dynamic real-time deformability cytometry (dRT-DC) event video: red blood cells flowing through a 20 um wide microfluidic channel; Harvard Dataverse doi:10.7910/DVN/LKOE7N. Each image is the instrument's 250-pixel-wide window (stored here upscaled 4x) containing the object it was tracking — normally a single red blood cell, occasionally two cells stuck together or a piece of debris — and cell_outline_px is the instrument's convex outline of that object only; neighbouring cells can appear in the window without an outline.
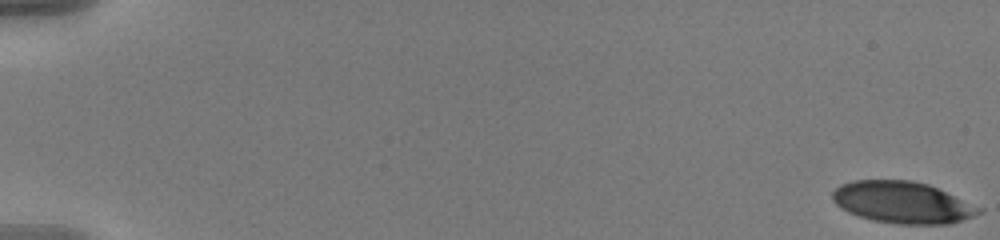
{"species": "human", "species_latin": "Homo sapiens", "temperature_condition": "warm", "stored_images_in_passage": 9, "camera_frame_rate_fps": 3000, "um_per_image_px": 0.085, "donor": {"sex": "male"}, "frame": {"image": 1, "passage_image": 1, "time_ms": 0.0, "image_size_px": [1000, 240], "cell_outline_px": [[984, 212], [948, 224], [900, 224], [872, 220], [848, 212], [840, 208], [832, 200], [832, 192], [840, 184], [852, 180], [912, 180], [928, 184], [984, 208]], "centroid_in_image_um": [76.71, 17.2], "position_along_channel_um": 8.3, "area_um2": 35.66}}
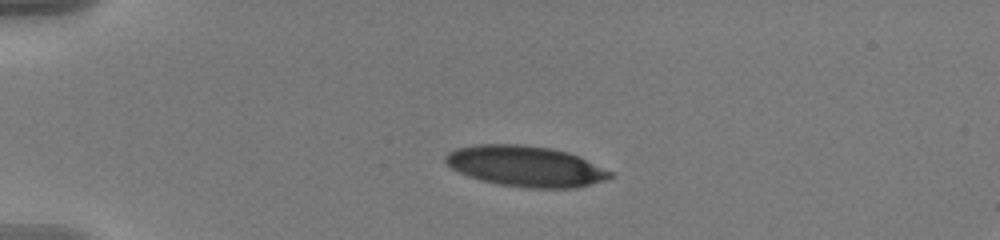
{"frame": {"image": 2, "passage_image": 6, "time_ms": 1.667, "image_size_px": [1000, 240], "cell_outline_px": [[616, 176], [608, 180], [576, 188], [528, 188], [500, 184], [480, 180], [468, 176], [452, 168], [444, 160], [444, 156], [448, 152], [456, 148], [476, 144], [524, 144], [552, 148], [568, 152], [580, 156], [612, 172]], "centroid_in_image_um": [44.72, 14.12], "position_along_channel_um": 40.3, "area_um2": 39.42}}
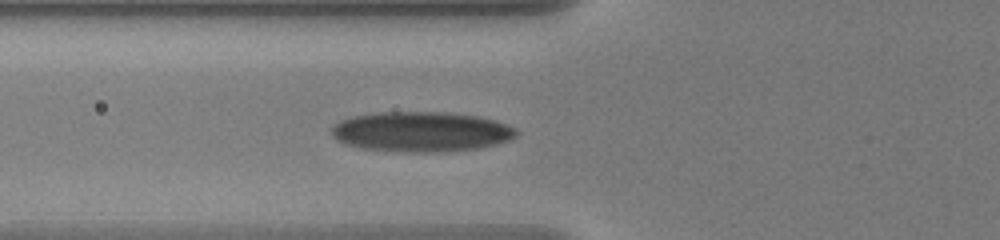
{"frame": {"image": 3, "passage_image": 9, "time_ms": 2.667, "image_size_px": [1000, 240], "cell_outline_px": [[516, 136], [508, 140], [496, 144], [480, 148], [436, 152], [412, 152], [360, 148], [344, 144], [336, 140], [332, 136], [332, 124], [340, 120], [352, 116], [380, 112], [444, 112], [480, 116], [496, 120], [516, 128]], "centroid_in_image_um": [35.78, 11.19], "position_along_channel_um": 90.0, "area_um2": 43.29}}